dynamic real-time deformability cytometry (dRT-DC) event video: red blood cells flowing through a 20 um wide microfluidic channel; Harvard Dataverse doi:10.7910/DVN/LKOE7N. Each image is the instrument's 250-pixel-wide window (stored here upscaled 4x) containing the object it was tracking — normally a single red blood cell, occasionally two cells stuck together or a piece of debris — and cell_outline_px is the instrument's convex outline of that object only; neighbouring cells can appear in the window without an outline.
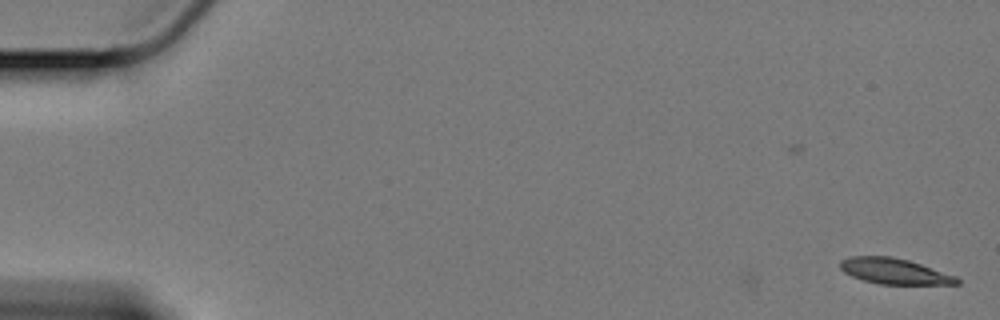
{"species": "Egyptian fruit bat (a non-hibernating species)", "species_latin": "Rousettus aegyptiacus", "temperature_condition": "cold", "stored_images_in_passage": 3, "camera_frame_rate_fps": 3000, "um_per_image_px": 0.085, "animal": {"sex": "female"}, "frame": {"image": 1, "passage_image": 3, "time_ms": 0.667, "image_size_px": [1000, 320], "cell_outline_px": [[960, 284], [880, 284], [864, 280], [852, 276], [844, 272], [840, 268], [840, 260], [852, 256], [888, 256], [908, 260], [956, 276], [960, 280]], "centroid_in_image_um": [76.01, 23.05], "position_along_channel_um": 9.0, "area_um2": 17.28}}